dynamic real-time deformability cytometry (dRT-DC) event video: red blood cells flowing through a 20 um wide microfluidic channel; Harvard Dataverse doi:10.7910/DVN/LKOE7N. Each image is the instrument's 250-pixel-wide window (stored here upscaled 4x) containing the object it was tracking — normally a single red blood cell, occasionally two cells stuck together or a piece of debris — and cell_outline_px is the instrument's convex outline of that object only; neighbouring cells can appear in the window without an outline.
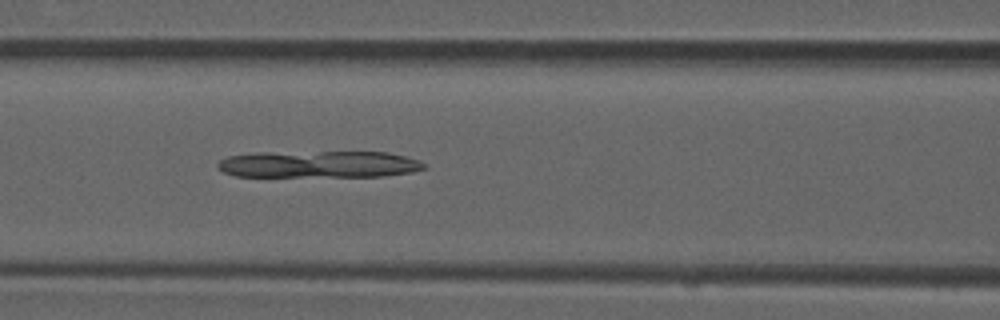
{"species": "common noctule bat (a hibernating species)", "species_latin": "Nyctalus noctula", "temperature_condition": "room temperature", "stored_images_in_passage": 51, "camera_frame_rate_fps": 3000, "um_per_image_px": 0.085, "animal": {"sex": "male", "forearm_length_mm": 52.5}, "frame": {"image": 1, "passage_image": 22, "time_ms": 7.0, "image_size_px": [1000, 320], "cell_outline_px": [[428, 164], [424, 168], [412, 172], [384, 176], [236, 176], [224, 172], [216, 168], [216, 164], [220, 160], [228, 156], [252, 152], [388, 152], [420, 160]], "centroid_in_image_um": [27.09, 13.95], "position_along_channel_um": 139.5, "area_um2": 32.54}}
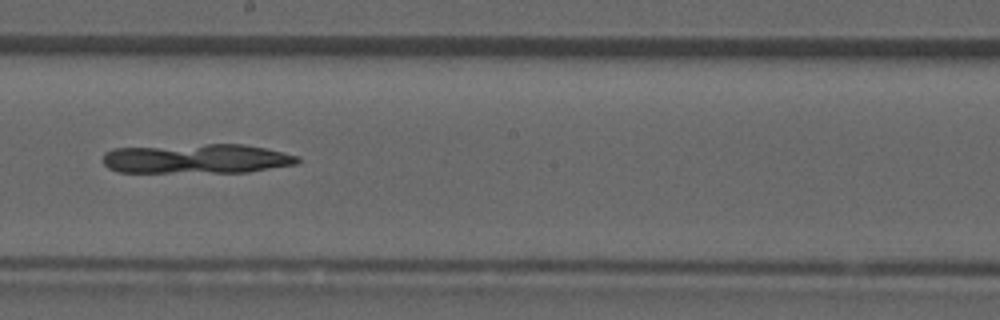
{"frame": {"image": 2, "passage_image": 29, "time_ms": 9.333, "image_size_px": [1000, 320], "cell_outline_px": [[300, 160], [296, 164], [248, 172], [120, 172], [108, 168], [104, 164], [104, 152], [112, 148], [204, 144], [244, 144], [264, 148], [300, 156]], "centroid_in_image_um": [16.71, 13.49], "position_along_channel_um": 231.5, "area_um2": 33.58}}
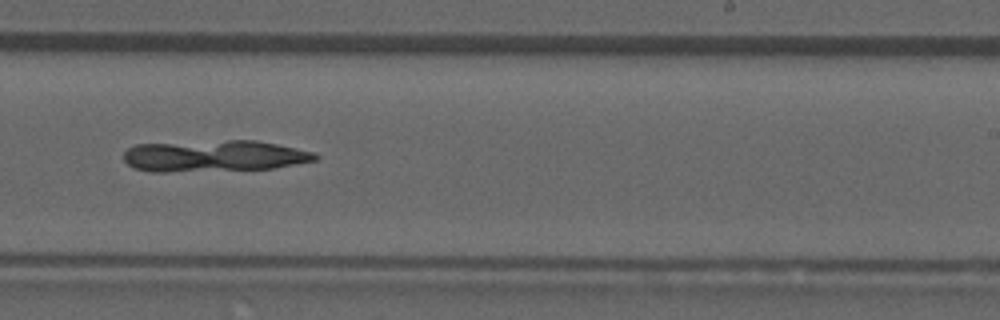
{"frame": {"image": 3, "passage_image": 32, "time_ms": 10.333, "image_size_px": [1000, 320], "cell_outline_px": [[320, 156], [316, 160], [272, 168], [168, 172], [152, 172], [132, 168], [124, 160], [124, 152], [128, 148], [136, 144], [228, 140], [256, 140], [276, 144], [312, 152]], "centroid_in_image_um": [18.14, 13.25], "position_along_channel_um": 270.9, "area_um2": 34.97}}